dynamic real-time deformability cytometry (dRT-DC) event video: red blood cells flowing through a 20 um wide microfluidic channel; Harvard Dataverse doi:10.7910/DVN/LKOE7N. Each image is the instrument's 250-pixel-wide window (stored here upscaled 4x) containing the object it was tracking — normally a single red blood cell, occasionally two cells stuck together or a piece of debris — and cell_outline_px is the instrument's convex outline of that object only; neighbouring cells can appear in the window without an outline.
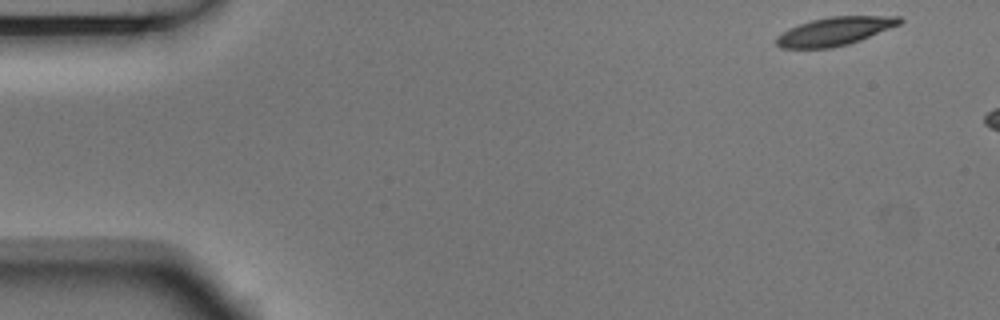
{"species": "Egyptian fruit bat (a non-hibernating species)", "species_latin": "Rousettus aegyptiacus", "temperature_condition": "room temperature", "stored_images_in_passage": 4, "camera_frame_rate_fps": 3000, "um_per_image_px": 0.085, "animal": {"sex": "male"}, "frame": {"image": 1, "passage_image": 1, "time_ms": 0.0, "image_size_px": [1000, 320], "cell_outline_px": [[904, 20], [900, 24], [860, 40], [848, 44], [832, 48], [780, 48], [776, 44], [776, 36], [788, 28], [812, 20], [832, 16], [900, 16]], "centroid_in_image_um": [70.94, 2.66], "position_along_channel_um": 14.1, "area_um2": 20.29}}
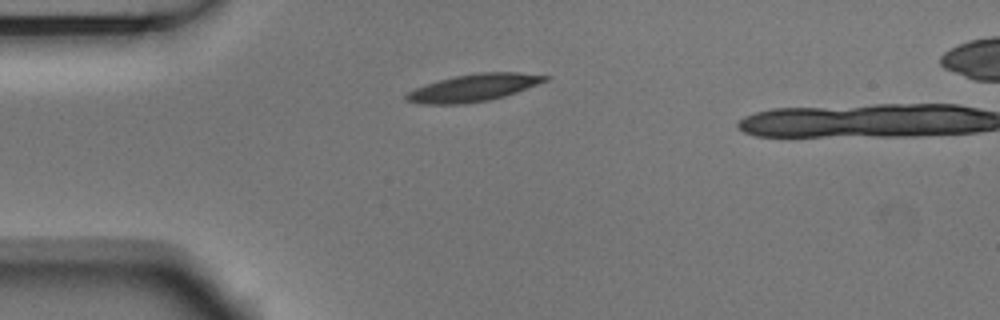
{"frame": {"image": 2, "passage_image": 3, "time_ms": 0.667, "image_size_px": [1000, 320], "cell_outline_px": [[548, 80], [516, 92], [504, 96], [488, 100], [464, 104], [420, 104], [404, 100], [404, 96], [408, 92], [416, 88], [440, 80], [456, 76], [480, 72], [520, 72], [548, 76]], "centroid_in_image_um": [40.23, 7.46], "position_along_channel_um": 44.8, "area_um2": 21.79}}